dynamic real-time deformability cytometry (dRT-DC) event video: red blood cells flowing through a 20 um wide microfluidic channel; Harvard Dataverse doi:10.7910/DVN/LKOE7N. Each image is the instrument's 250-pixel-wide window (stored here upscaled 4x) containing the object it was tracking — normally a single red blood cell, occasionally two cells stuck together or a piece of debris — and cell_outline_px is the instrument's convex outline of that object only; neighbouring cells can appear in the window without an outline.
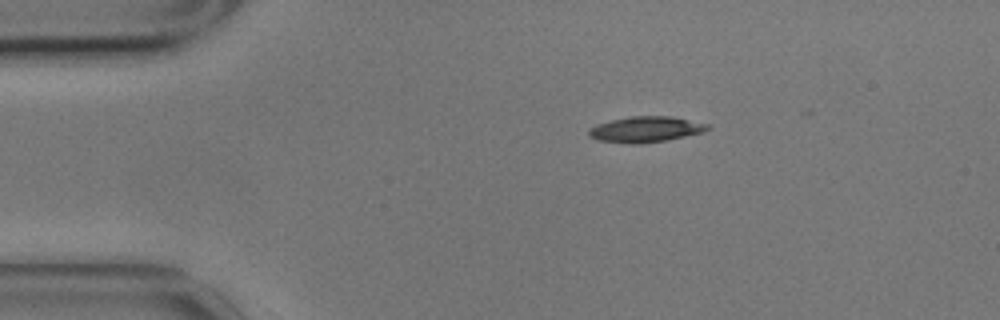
{"species": "common noctule bat (a hibernating species)", "species_latin": "Nyctalus noctula", "temperature_condition": "cold", "stored_images_in_passage": 41, "camera_frame_rate_fps": 3000, "um_per_image_px": 0.085, "animal": {"sex": "male", "body_mass_g": 17.9}, "frame": {"image": 1, "passage_image": 1, "time_ms": 0.0, "image_size_px": [1000, 320], "cell_outline_px": [[712, 128], [704, 132], [664, 140], [640, 144], [632, 144], [596, 140], [588, 136], [588, 132], [596, 124], [612, 120], [632, 116], [672, 116], [708, 124]], "centroid_in_image_um": [54.88, 10.99], "position_along_channel_um": 30.1, "area_um2": 17.74}}
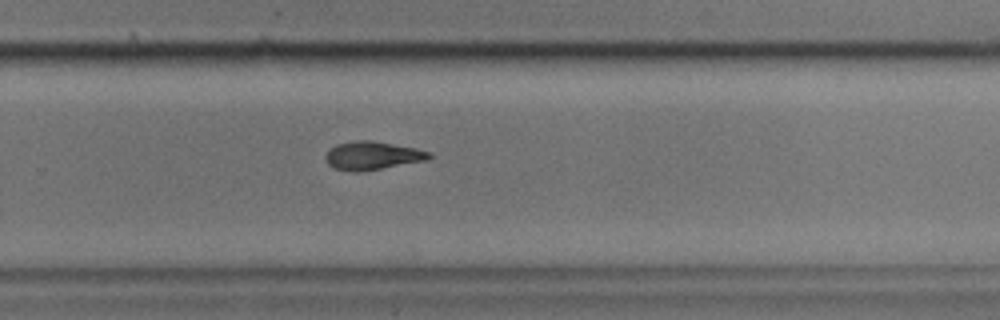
{"frame": {"image": 2, "passage_image": 28, "time_ms": 9.0, "image_size_px": [1000, 320], "cell_outline_px": [[432, 156], [428, 160], [364, 172], [356, 172], [336, 168], [328, 164], [324, 156], [336, 144], [356, 140], [372, 140], [416, 148], [432, 152]], "centroid_in_image_um": [31.7, 13.23], "position_along_channel_um": 298.1, "area_um2": 17.22}}
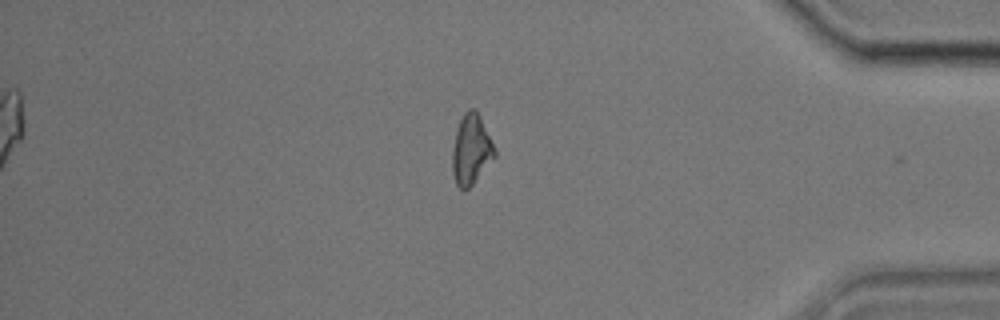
{"frame": {"image": 3, "passage_image": 39, "time_ms": 12.667, "image_size_px": [1000, 320], "cell_outline_px": [[496, 156], [472, 184], [464, 192], [456, 184], [452, 172], [452, 148], [456, 128], [464, 112], [468, 108], [476, 108], [480, 116], [496, 152]], "centroid_in_image_um": [40.02, 12.7], "position_along_channel_um": 395.2, "area_um2": 17.28}, "authors_computed_cell_mechanics": {"area_um2": 17.1088, "velocity_mm_per_s": 3.4886, "shape_relaxation_time_tau1_ms": 4.5869, "shape_relaxation_time_tau2_ms": null, "deformation_change_tau1": 0.1372, "deformation_change_tau2": null}}